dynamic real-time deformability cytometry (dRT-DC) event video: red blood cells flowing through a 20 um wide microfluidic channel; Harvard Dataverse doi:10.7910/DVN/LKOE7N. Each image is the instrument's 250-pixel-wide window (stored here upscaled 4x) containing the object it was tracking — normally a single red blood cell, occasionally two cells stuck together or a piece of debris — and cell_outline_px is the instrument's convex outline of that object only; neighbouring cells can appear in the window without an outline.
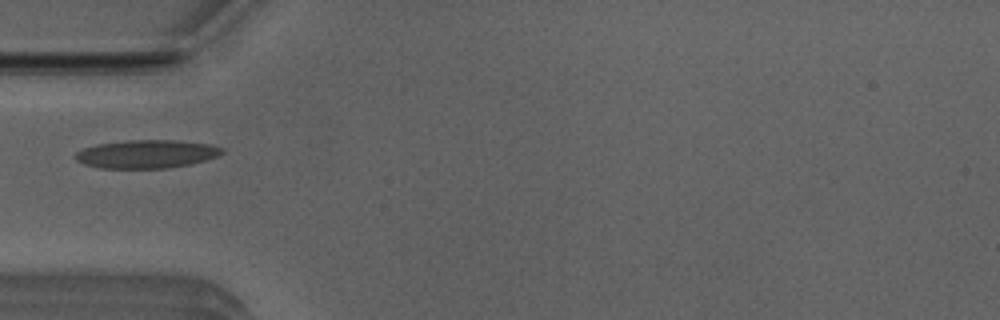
{"species": "Egyptian fruit bat (a non-hibernating species)", "species_latin": "Rousettus aegyptiacus", "temperature_condition": "room temperature", "stored_images_in_passage": 22, "camera_frame_rate_fps": 3000, "um_per_image_px": 0.085, "animal": {"sex": "male"}, "frame": {"image": 1, "passage_image": 1, "time_ms": 0.0, "image_size_px": [1000, 320], "cell_outline_px": [[224, 152], [216, 156], [204, 160], [188, 164], [164, 168], [100, 168], [84, 164], [76, 160], [72, 156], [76, 152], [84, 148], [96, 144], [128, 140], [172, 140], [212, 144], [224, 148]], "centroid_in_image_um": [12.42, 13.08], "position_along_channel_um": 72.6, "area_um2": 24.1}}